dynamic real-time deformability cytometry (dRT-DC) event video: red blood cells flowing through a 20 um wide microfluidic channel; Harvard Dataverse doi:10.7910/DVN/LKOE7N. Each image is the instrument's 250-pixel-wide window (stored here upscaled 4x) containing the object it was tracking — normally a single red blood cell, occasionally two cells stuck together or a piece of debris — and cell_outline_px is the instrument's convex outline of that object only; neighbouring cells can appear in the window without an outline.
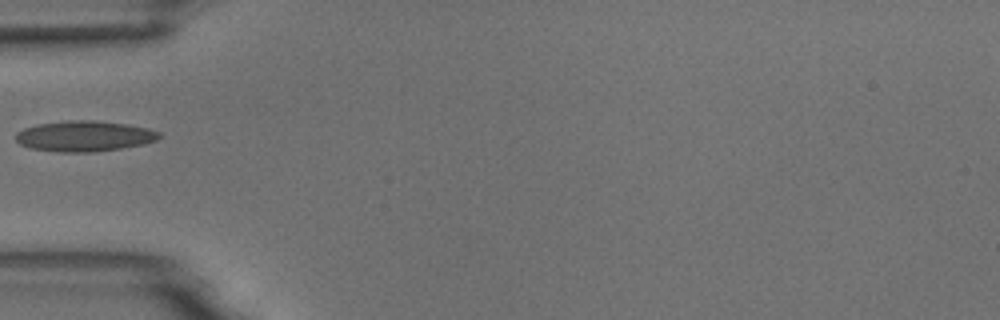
{"species": "common noctule bat (a hibernating species)", "species_latin": "Nyctalus noctula", "temperature_condition": "room temperature", "stored_images_in_passage": 1, "camera_frame_rate_fps": 3000, "um_per_image_px": 0.085, "animal": {"sex": "male", "body_mass_g": 18.8}, "frame": {"image": 1, "passage_image": 1, "time_ms": 0.0, "image_size_px": [1000, 320], "cell_outline_px": [[160, 136], [156, 140], [140, 144], [120, 148], [92, 152], [60, 152], [32, 148], [20, 144], [16, 140], [16, 132], [24, 128], [36, 124], [68, 120], [92, 120], [128, 124], [148, 128], [160, 132]], "centroid_in_image_um": [7.14, 11.56], "position_along_channel_um": 77.9, "area_um2": 25.43}}